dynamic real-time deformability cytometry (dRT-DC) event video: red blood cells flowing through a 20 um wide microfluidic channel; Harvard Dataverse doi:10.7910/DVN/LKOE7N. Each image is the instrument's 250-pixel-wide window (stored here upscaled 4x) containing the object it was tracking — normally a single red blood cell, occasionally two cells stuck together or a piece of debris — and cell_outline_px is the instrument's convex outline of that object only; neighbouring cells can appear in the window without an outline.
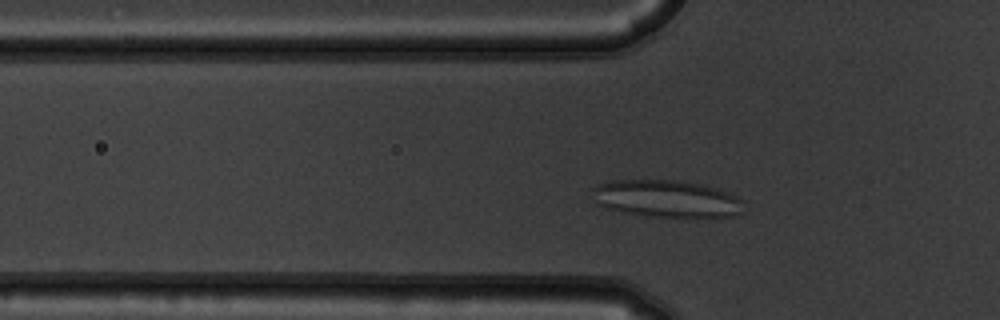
{"species": "common noctule bat (a hibernating species)", "species_latin": "Nyctalus noctula", "temperature_condition": "warm", "stored_images_in_passage": 46, "camera_frame_rate_fps": 3000, "um_per_image_px": 0.085, "animal": {"sex": "male", "body_mass_g": 19.5, "forearm_length_mm": 54.6}, "frame": {"image": 1, "passage_image": 9, "time_ms": 2.667, "image_size_px": [1000, 320], "cell_outline_px": [[740, 212], [736, 216], [652, 216], [628, 212], [608, 208], [596, 204], [592, 188], [596, 184], [616, 180], [680, 180], [700, 184], [716, 188], [728, 192], [736, 196], [740, 200]], "centroid_in_image_um": [56.61, 16.86], "position_along_channel_um": 69.2, "area_um2": 32.14}}
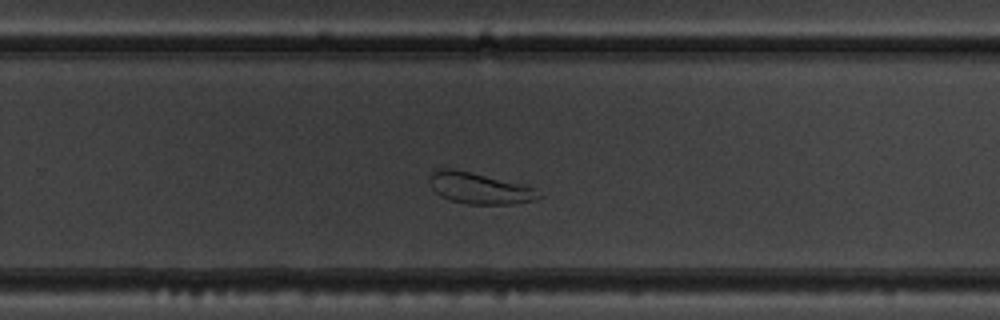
{"frame": {"image": 2, "passage_image": 27, "time_ms": 8.667, "image_size_px": [1000, 320], "cell_outline_px": [[544, 196], [536, 200], [512, 204], [468, 204], [452, 200], [440, 196], [432, 188], [428, 180], [428, 176], [432, 172], [440, 168], [456, 168], [536, 188], [544, 192]], "centroid_in_image_um": [40.78, 15.99], "position_along_channel_um": 289.0, "area_um2": 20.11}}
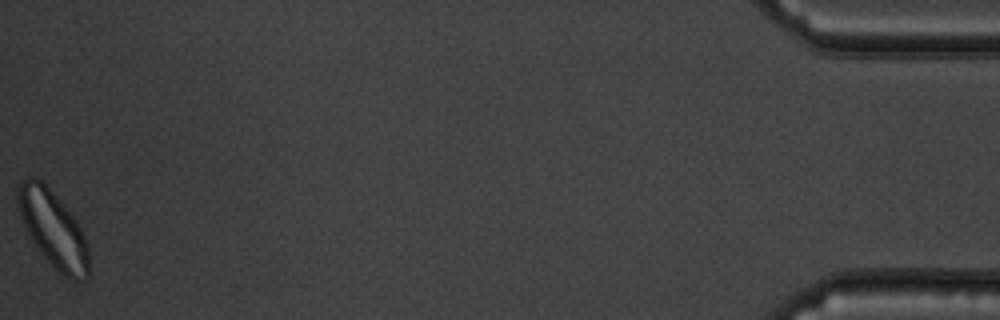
{"frame": {"image": 3, "passage_image": 46, "time_ms": 15.0, "image_size_px": [1000, 320], "cell_outline_px": [[88, 276], [84, 280], [72, 280], [64, 276], [44, 256], [28, 236], [20, 216], [16, 200], [16, 188], [20, 180], [24, 176], [36, 176], [56, 196], [76, 220], [88, 244]], "centroid_in_image_um": [4.47, 19.42], "position_along_channel_um": 430.7, "area_um2": 31.56}, "authors_computed_cell_mechanics": {"area_um2": 28.033, "velocity_mm_per_s": 3.6764, "shape_relaxation_time_tau1_ms": null, "shape_relaxation_time_tau2_ms": 1.0748, "deformation_change_tau1": null, "deformation_change_tau2": 0.0806}}